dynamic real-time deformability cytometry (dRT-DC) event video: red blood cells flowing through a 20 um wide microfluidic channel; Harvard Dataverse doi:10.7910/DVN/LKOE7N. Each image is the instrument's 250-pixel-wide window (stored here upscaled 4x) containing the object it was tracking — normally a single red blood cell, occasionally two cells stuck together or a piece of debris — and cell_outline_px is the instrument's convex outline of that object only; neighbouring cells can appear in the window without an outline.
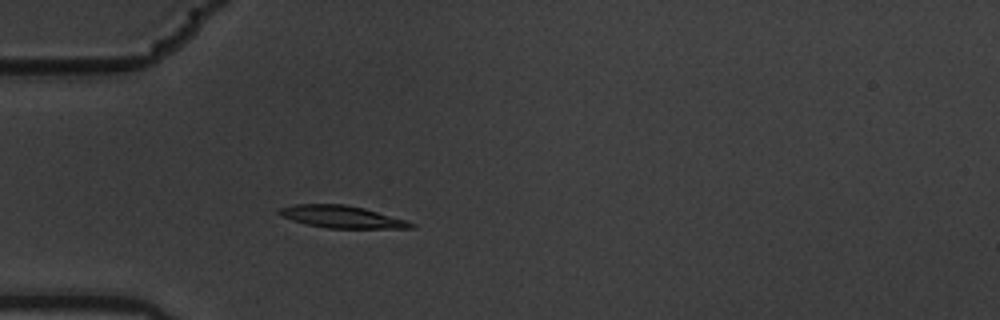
{"species": "common noctule bat (a hibernating species)", "species_latin": "Nyctalus noctula", "temperature_condition": "warm", "stored_images_in_passage": 3, "camera_frame_rate_fps": 3000, "um_per_image_px": 0.085, "animal": {"sex": "male", "body_mass_g": 19.5, "forearm_length_mm": 54.6}, "frame": {"image": 1, "passage_image": 3, "time_ms": 0.667, "image_size_px": [1000, 320], "cell_outline_px": [[416, 228], [328, 228], [304, 224], [280, 216], [276, 212], [276, 208], [292, 204], [344, 204], [364, 208], [408, 220], [416, 224]], "centroid_in_image_um": [29.01, 18.42], "position_along_channel_um": 56.0, "area_um2": 17.4}}